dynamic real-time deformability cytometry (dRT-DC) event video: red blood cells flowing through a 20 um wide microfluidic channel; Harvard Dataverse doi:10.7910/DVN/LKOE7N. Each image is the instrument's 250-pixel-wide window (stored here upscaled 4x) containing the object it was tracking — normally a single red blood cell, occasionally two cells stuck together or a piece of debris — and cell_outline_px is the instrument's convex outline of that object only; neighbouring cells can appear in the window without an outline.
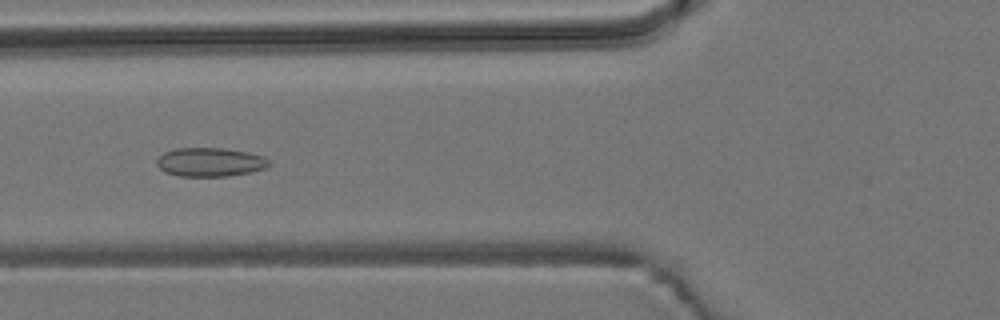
{"species": "common noctule bat (a hibernating species)", "species_latin": "Nyctalus noctula", "temperature_condition": "room temperature", "stored_images_in_passage": 10, "camera_frame_rate_fps": 3000, "um_per_image_px": 0.085, "animal": {"sex": "male", "body_mass_g": 19.2, "forearm_length_mm": 51.8}, "frame": {"image": 1, "passage_image": 6, "time_ms": 6.667, "image_size_px": [1000, 320], "cell_outline_px": [[272, 164], [264, 168], [248, 172], [224, 176], [180, 176], [168, 172], [160, 168], [156, 164], [156, 160], [164, 152], [176, 148], [224, 148], [248, 152], [264, 156], [272, 160]], "centroid_in_image_um": [17.89, 13.76], "position_along_channel_um": 107.9, "area_um2": 18.79}}
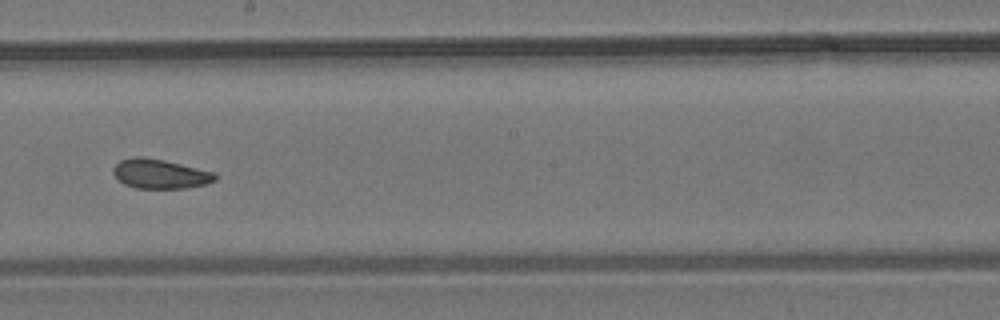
{"frame": {"image": 2, "passage_image": 9, "time_ms": 10.0, "image_size_px": [1000, 320], "cell_outline_px": [[216, 180], [204, 184], [184, 188], [136, 188], [124, 184], [112, 172], [112, 168], [120, 160], [136, 156], [140, 156], [164, 160], [216, 172]], "centroid_in_image_um": [13.6, 14.77], "position_along_channel_um": 234.6, "area_um2": 17.4}}
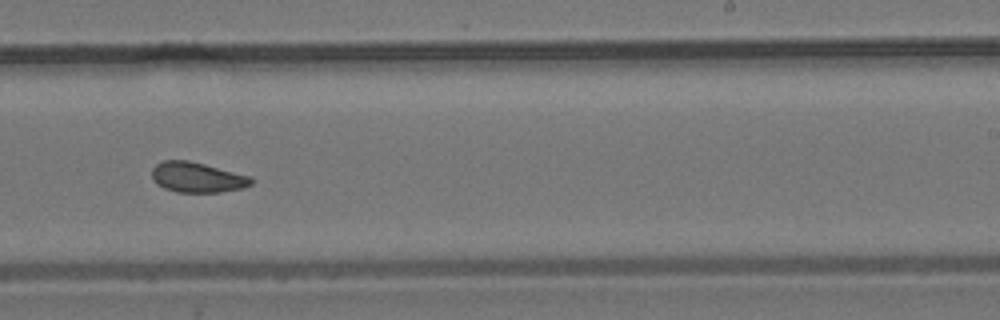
{"frame": {"image": 3, "passage_image": 10, "time_ms": 11.0, "image_size_px": [1000, 320], "cell_outline_px": [[252, 184], [244, 188], [220, 192], [176, 192], [164, 188], [156, 184], [152, 180], [152, 168], [156, 164], [164, 160], [188, 160], [252, 176]], "centroid_in_image_um": [16.76, 15.07], "position_along_channel_um": 272.2, "area_um2": 17.63}}